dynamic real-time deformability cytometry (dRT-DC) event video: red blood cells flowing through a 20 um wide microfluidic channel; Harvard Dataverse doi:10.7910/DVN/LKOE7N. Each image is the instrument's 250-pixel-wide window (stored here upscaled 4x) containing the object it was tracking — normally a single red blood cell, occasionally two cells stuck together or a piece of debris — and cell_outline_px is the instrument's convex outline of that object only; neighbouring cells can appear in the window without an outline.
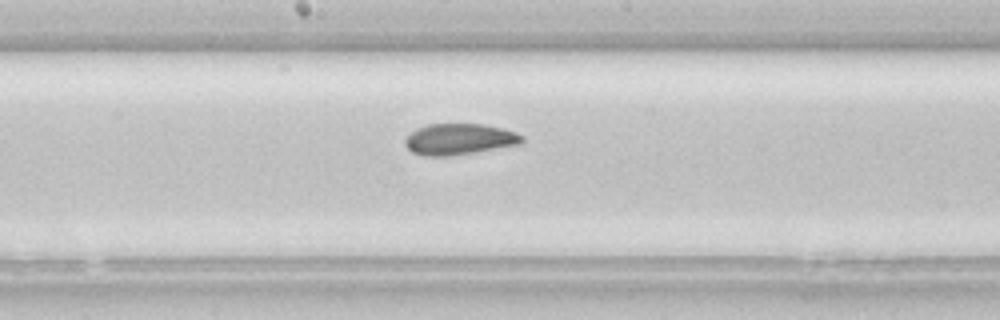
{"species": "common noctule bat (a hibernating species)", "species_latin": "Nyctalus noctula", "temperature_condition": "room temperature", "stored_images_in_passage": 33, "camera_frame_rate_fps": 3000, "um_per_image_px": 0.085, "animal": {"sex": "female", "body_mass_g": 22.7, "forearm_length_mm": 54.2}, "frame": {"image": 1, "passage_image": 11, "time_ms": 3.333, "image_size_px": [1000, 320], "cell_outline_px": [[524, 144], [448, 156], [424, 156], [412, 152], [404, 144], [404, 140], [416, 128], [428, 124], [484, 124], [516, 132], [524, 136]], "centroid_in_image_um": [39.06, 11.83], "position_along_channel_um": 209.1, "area_um2": 21.27}}
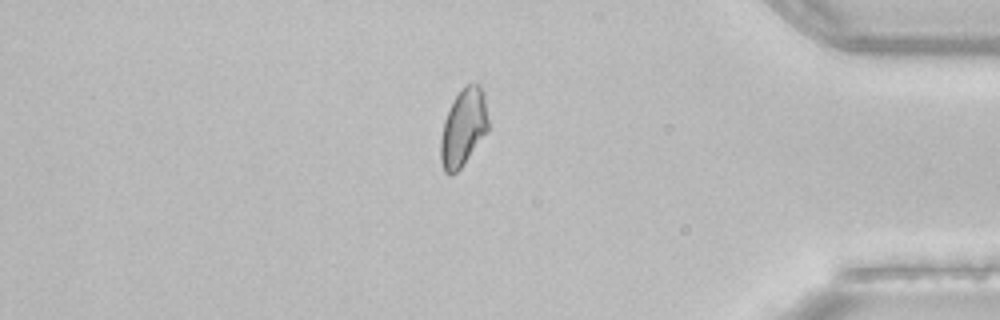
{"frame": {"image": 2, "passage_image": 26, "time_ms": 8.333, "image_size_px": [1000, 320], "cell_outline_px": [[488, 132], [460, 168], [452, 176], [448, 176], [444, 172], [440, 160], [440, 140], [444, 120], [456, 96], [468, 84], [476, 84], [484, 92], [488, 120]], "centroid_in_image_um": [39.38, 10.91], "position_along_channel_um": 395.8, "area_um2": 21.27}}
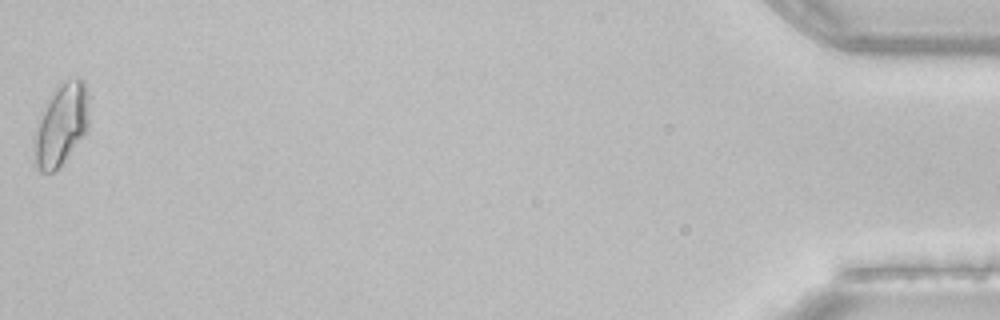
{"frame": {"image": 3, "passage_image": 33, "time_ms": 10.667, "image_size_px": [1000, 320], "cell_outline_px": [[88, 128], [84, 136], [64, 160], [52, 172], [40, 172], [36, 164], [36, 132], [40, 120], [52, 96], [60, 84], [76, 76], [80, 76], [84, 80], [88, 112]], "centroid_in_image_um": [5.26, 10.59], "position_along_channel_um": 429.9, "area_um2": 24.68}}